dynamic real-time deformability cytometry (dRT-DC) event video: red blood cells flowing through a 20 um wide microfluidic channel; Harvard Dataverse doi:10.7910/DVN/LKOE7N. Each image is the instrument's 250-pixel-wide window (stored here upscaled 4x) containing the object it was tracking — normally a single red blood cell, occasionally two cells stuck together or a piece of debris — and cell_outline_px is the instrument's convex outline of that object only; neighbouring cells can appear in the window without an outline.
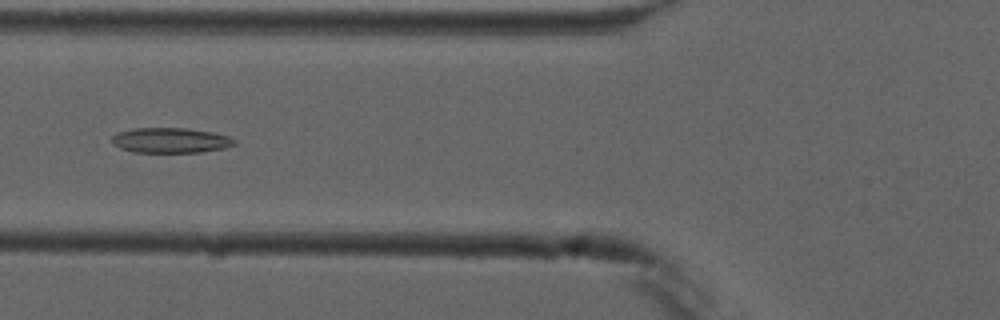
{"species": "common noctule bat (a hibernating species)", "species_latin": "Nyctalus noctula", "temperature_condition": "cold", "stored_images_in_passage": 6, "camera_frame_rate_fps": 3000, "um_per_image_px": 0.085, "animal": {"sex": "male", "forearm_length_mm": 52.5}, "frame": {"image": 1, "passage_image": 6, "time_ms": 6.0, "image_size_px": [1000, 320], "cell_outline_px": [[236, 144], [224, 148], [200, 152], [132, 152], [120, 148], [112, 144], [112, 136], [116, 132], [136, 128], [184, 128], [212, 132], [228, 136], [236, 140]], "centroid_in_image_um": [14.47, 11.93], "position_along_channel_um": 111.3, "area_um2": 17.98}}